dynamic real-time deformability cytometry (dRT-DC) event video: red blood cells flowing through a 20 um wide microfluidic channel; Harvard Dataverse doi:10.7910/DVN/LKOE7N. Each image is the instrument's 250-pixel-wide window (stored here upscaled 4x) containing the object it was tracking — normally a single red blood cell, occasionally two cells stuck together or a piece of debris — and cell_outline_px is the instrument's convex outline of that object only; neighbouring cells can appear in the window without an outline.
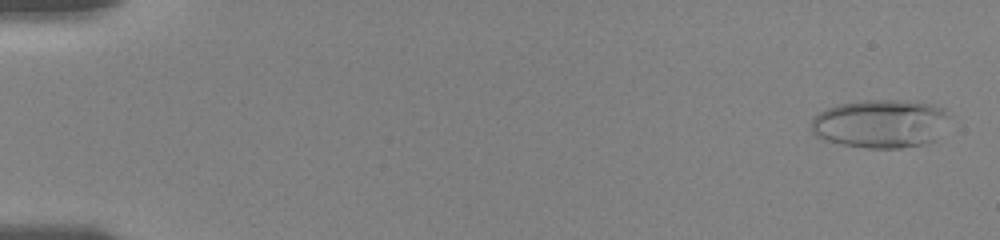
{"species": "human", "species_latin": "Homo sapiens", "temperature_condition": "room temperature", "stored_images_in_passage": 29, "camera_frame_rate_fps": 3000, "um_per_image_px": 0.085, "donor": {"sex": "female"}, "frame": {"image": 1, "passage_image": 2, "time_ms": 0.333, "image_size_px": [1000, 240], "cell_outline_px": [[952, 116], [932, 140], [920, 144], [900, 148], [868, 148], [844, 144], [828, 140], [816, 136], [812, 132], [812, 116], [828, 108], [840, 104], [864, 100], [904, 100], [932, 104], [944, 108]], "centroid_in_image_um": [74.85, 10.49], "position_along_channel_um": 10.2, "area_um2": 38.67}}
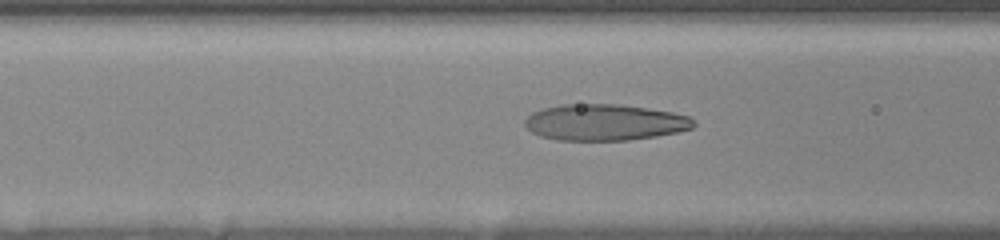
{"frame": {"image": 2, "passage_image": 23, "time_ms": 7.333, "image_size_px": [1000, 240], "cell_outline_px": [[696, 124], [692, 128], [676, 132], [656, 136], [628, 140], [556, 140], [540, 136], [532, 132], [524, 124], [524, 120], [532, 112], [544, 108], [560, 104], [616, 104], [672, 112], [688, 116]], "centroid_in_image_um": [51.36, 10.4], "position_along_channel_um": 115.2, "area_um2": 35.49}}
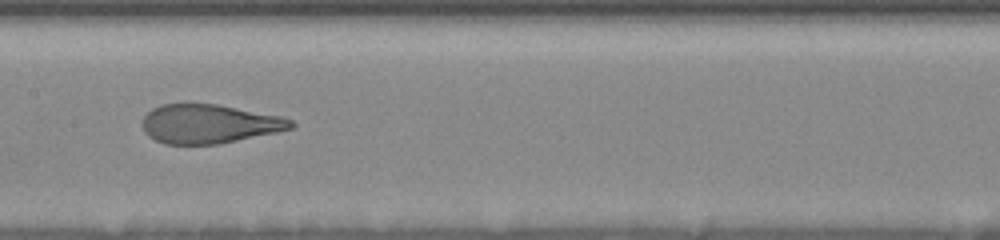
{"frame": {"image": 3, "passage_image": 28, "time_ms": 9.333, "image_size_px": [1000, 240], "cell_outline_px": [[296, 124], [292, 128], [276, 132], [220, 144], [164, 144], [148, 136], [144, 132], [144, 116], [152, 108], [160, 104], [216, 104], [280, 116], [292, 120]], "centroid_in_image_um": [17.77, 10.53], "position_along_channel_um": 189.6, "area_um2": 33.52}}